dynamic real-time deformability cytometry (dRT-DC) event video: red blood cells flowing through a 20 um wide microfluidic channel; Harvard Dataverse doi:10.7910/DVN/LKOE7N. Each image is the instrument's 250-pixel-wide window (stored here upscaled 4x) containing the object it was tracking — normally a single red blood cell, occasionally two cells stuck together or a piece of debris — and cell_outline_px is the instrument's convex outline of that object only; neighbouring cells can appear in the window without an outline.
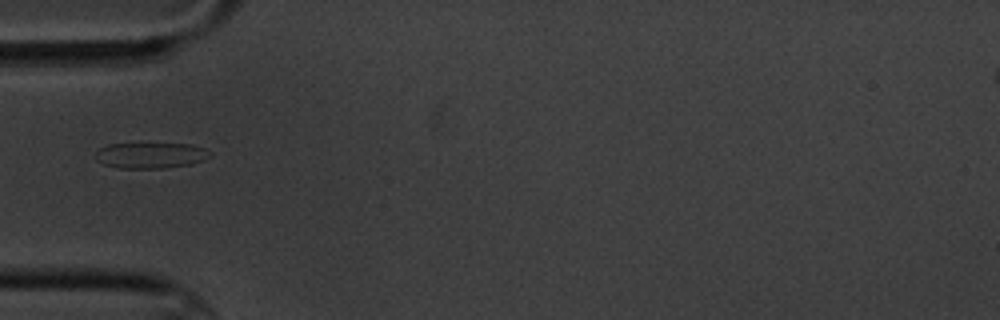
{"species": "common noctule bat (a hibernating species)", "species_latin": "Nyctalus noctula", "temperature_condition": "cold", "stored_images_in_passage": 5, "camera_frame_rate_fps": 3000, "um_per_image_px": 0.085, "animal": {"sex": "male", "body_mass_g": 20.1, "forearm_length_mm": 53.5}, "frame": {"image": 1, "passage_image": 2, "time_ms": 1.333, "image_size_px": [1000, 320], "cell_outline_px": [[212, 156], [204, 160], [192, 164], [164, 168], [116, 168], [100, 164], [96, 160], [96, 152], [100, 148], [108, 144], [188, 144], [204, 148], [212, 152]], "centroid_in_image_um": [12.8, 13.22], "position_along_channel_um": 72.2, "area_um2": 17.34}}
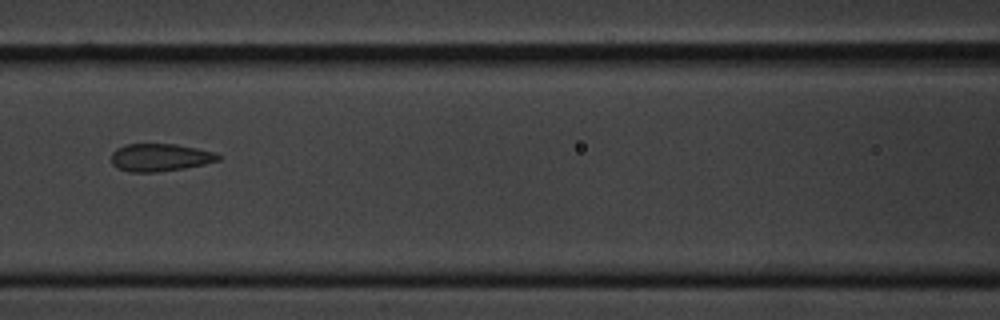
{"frame": {"image": 2, "passage_image": 4, "time_ms": 3.667, "image_size_px": [1000, 320], "cell_outline_px": [[220, 160], [204, 164], [184, 168], [156, 172], [128, 172], [116, 168], [112, 164], [112, 152], [116, 148], [124, 144], [176, 144], [216, 152], [220, 156]], "centroid_in_image_um": [13.58, 13.38], "position_along_channel_um": 153.0, "area_um2": 17.34}}
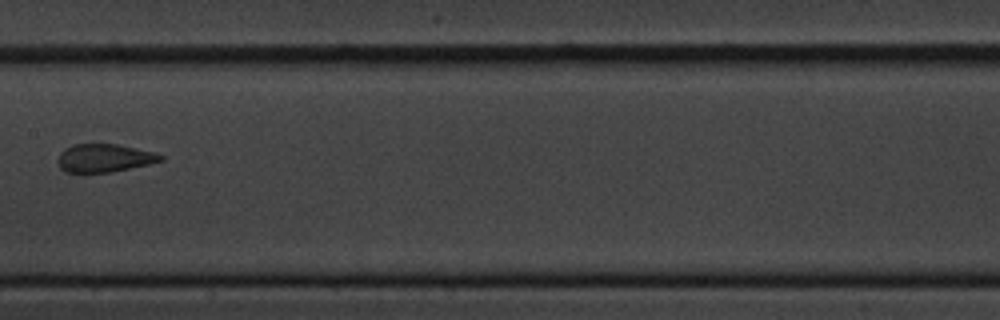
{"frame": {"image": 3, "passage_image": 5, "time_ms": 5.0, "image_size_px": [1000, 320], "cell_outline_px": [[164, 160], [148, 164], [112, 172], [64, 172], [60, 168], [60, 152], [64, 148], [72, 144], [116, 144], [136, 148], [152, 152], [164, 156]], "centroid_in_image_um": [8.87, 13.43], "position_along_channel_um": 198.5, "area_um2": 16.65}}